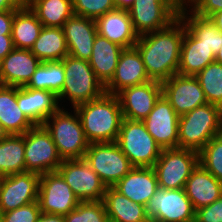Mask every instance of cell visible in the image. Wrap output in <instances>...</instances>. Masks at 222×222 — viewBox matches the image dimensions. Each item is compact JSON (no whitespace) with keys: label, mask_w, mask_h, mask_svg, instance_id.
Segmentation results:
<instances>
[{"label":"cell","mask_w":222,"mask_h":222,"mask_svg":"<svg viewBox=\"0 0 222 222\" xmlns=\"http://www.w3.org/2000/svg\"><path fill=\"white\" fill-rule=\"evenodd\" d=\"M0 123L9 135H22L34 124L17 103V87L0 84Z\"/></svg>","instance_id":"cell-26"},{"label":"cell","mask_w":222,"mask_h":222,"mask_svg":"<svg viewBox=\"0 0 222 222\" xmlns=\"http://www.w3.org/2000/svg\"><path fill=\"white\" fill-rule=\"evenodd\" d=\"M43 27H63L74 15L72 0H25Z\"/></svg>","instance_id":"cell-32"},{"label":"cell","mask_w":222,"mask_h":222,"mask_svg":"<svg viewBox=\"0 0 222 222\" xmlns=\"http://www.w3.org/2000/svg\"><path fill=\"white\" fill-rule=\"evenodd\" d=\"M182 5L179 0H135L127 11L140 36L169 26L179 17Z\"/></svg>","instance_id":"cell-9"},{"label":"cell","mask_w":222,"mask_h":222,"mask_svg":"<svg viewBox=\"0 0 222 222\" xmlns=\"http://www.w3.org/2000/svg\"><path fill=\"white\" fill-rule=\"evenodd\" d=\"M40 176L25 171L0 177V214L38 201Z\"/></svg>","instance_id":"cell-14"},{"label":"cell","mask_w":222,"mask_h":222,"mask_svg":"<svg viewBox=\"0 0 222 222\" xmlns=\"http://www.w3.org/2000/svg\"><path fill=\"white\" fill-rule=\"evenodd\" d=\"M74 15L96 20L116 9L113 0H72Z\"/></svg>","instance_id":"cell-38"},{"label":"cell","mask_w":222,"mask_h":222,"mask_svg":"<svg viewBox=\"0 0 222 222\" xmlns=\"http://www.w3.org/2000/svg\"><path fill=\"white\" fill-rule=\"evenodd\" d=\"M8 136H9L8 132L4 129V127L0 123V141L7 138Z\"/></svg>","instance_id":"cell-48"},{"label":"cell","mask_w":222,"mask_h":222,"mask_svg":"<svg viewBox=\"0 0 222 222\" xmlns=\"http://www.w3.org/2000/svg\"><path fill=\"white\" fill-rule=\"evenodd\" d=\"M182 4H185L188 0H179Z\"/></svg>","instance_id":"cell-50"},{"label":"cell","mask_w":222,"mask_h":222,"mask_svg":"<svg viewBox=\"0 0 222 222\" xmlns=\"http://www.w3.org/2000/svg\"><path fill=\"white\" fill-rule=\"evenodd\" d=\"M185 24L180 17L169 26L140 35L134 47L151 80L163 82L177 74Z\"/></svg>","instance_id":"cell-1"},{"label":"cell","mask_w":222,"mask_h":222,"mask_svg":"<svg viewBox=\"0 0 222 222\" xmlns=\"http://www.w3.org/2000/svg\"><path fill=\"white\" fill-rule=\"evenodd\" d=\"M41 209L39 202H31L14 210L0 214V222H36Z\"/></svg>","instance_id":"cell-39"},{"label":"cell","mask_w":222,"mask_h":222,"mask_svg":"<svg viewBox=\"0 0 222 222\" xmlns=\"http://www.w3.org/2000/svg\"><path fill=\"white\" fill-rule=\"evenodd\" d=\"M123 47L109 41L107 38L96 35L92 55L88 60L91 68L93 69L96 77L105 86L113 77L118 59Z\"/></svg>","instance_id":"cell-28"},{"label":"cell","mask_w":222,"mask_h":222,"mask_svg":"<svg viewBox=\"0 0 222 222\" xmlns=\"http://www.w3.org/2000/svg\"><path fill=\"white\" fill-rule=\"evenodd\" d=\"M116 143L134 167H153L163 150L147 132L143 121L126 118Z\"/></svg>","instance_id":"cell-6"},{"label":"cell","mask_w":222,"mask_h":222,"mask_svg":"<svg viewBox=\"0 0 222 222\" xmlns=\"http://www.w3.org/2000/svg\"><path fill=\"white\" fill-rule=\"evenodd\" d=\"M161 95V82L154 80L124 88L116 94L123 118L139 121H143L149 115Z\"/></svg>","instance_id":"cell-17"},{"label":"cell","mask_w":222,"mask_h":222,"mask_svg":"<svg viewBox=\"0 0 222 222\" xmlns=\"http://www.w3.org/2000/svg\"><path fill=\"white\" fill-rule=\"evenodd\" d=\"M26 171L37 174L56 172L62 163L50 132L44 125H34L25 132Z\"/></svg>","instance_id":"cell-10"},{"label":"cell","mask_w":222,"mask_h":222,"mask_svg":"<svg viewBox=\"0 0 222 222\" xmlns=\"http://www.w3.org/2000/svg\"><path fill=\"white\" fill-rule=\"evenodd\" d=\"M185 5L197 16L209 18L222 10V0H188Z\"/></svg>","instance_id":"cell-40"},{"label":"cell","mask_w":222,"mask_h":222,"mask_svg":"<svg viewBox=\"0 0 222 222\" xmlns=\"http://www.w3.org/2000/svg\"><path fill=\"white\" fill-rule=\"evenodd\" d=\"M215 61V54L198 40L185 26L177 74L196 76L208 64Z\"/></svg>","instance_id":"cell-25"},{"label":"cell","mask_w":222,"mask_h":222,"mask_svg":"<svg viewBox=\"0 0 222 222\" xmlns=\"http://www.w3.org/2000/svg\"><path fill=\"white\" fill-rule=\"evenodd\" d=\"M161 86L162 95L179 116L208 103L195 76L174 74L168 80L163 81Z\"/></svg>","instance_id":"cell-15"},{"label":"cell","mask_w":222,"mask_h":222,"mask_svg":"<svg viewBox=\"0 0 222 222\" xmlns=\"http://www.w3.org/2000/svg\"><path fill=\"white\" fill-rule=\"evenodd\" d=\"M209 19L222 32V10L212 14Z\"/></svg>","instance_id":"cell-47"},{"label":"cell","mask_w":222,"mask_h":222,"mask_svg":"<svg viewBox=\"0 0 222 222\" xmlns=\"http://www.w3.org/2000/svg\"><path fill=\"white\" fill-rule=\"evenodd\" d=\"M76 110L89 143L116 142L123 114L116 95L104 93L97 99L82 103Z\"/></svg>","instance_id":"cell-2"},{"label":"cell","mask_w":222,"mask_h":222,"mask_svg":"<svg viewBox=\"0 0 222 222\" xmlns=\"http://www.w3.org/2000/svg\"><path fill=\"white\" fill-rule=\"evenodd\" d=\"M199 164L196 151L183 148H165L153 166L158 187L183 189L193 170Z\"/></svg>","instance_id":"cell-7"},{"label":"cell","mask_w":222,"mask_h":222,"mask_svg":"<svg viewBox=\"0 0 222 222\" xmlns=\"http://www.w3.org/2000/svg\"><path fill=\"white\" fill-rule=\"evenodd\" d=\"M198 154L199 164L222 182V133L214 136Z\"/></svg>","instance_id":"cell-36"},{"label":"cell","mask_w":222,"mask_h":222,"mask_svg":"<svg viewBox=\"0 0 222 222\" xmlns=\"http://www.w3.org/2000/svg\"><path fill=\"white\" fill-rule=\"evenodd\" d=\"M38 202L41 213L67 215L80 200L75 196L63 177L56 172L40 176Z\"/></svg>","instance_id":"cell-13"},{"label":"cell","mask_w":222,"mask_h":222,"mask_svg":"<svg viewBox=\"0 0 222 222\" xmlns=\"http://www.w3.org/2000/svg\"><path fill=\"white\" fill-rule=\"evenodd\" d=\"M194 222H222V196L212 204L195 210Z\"/></svg>","instance_id":"cell-41"},{"label":"cell","mask_w":222,"mask_h":222,"mask_svg":"<svg viewBox=\"0 0 222 222\" xmlns=\"http://www.w3.org/2000/svg\"><path fill=\"white\" fill-rule=\"evenodd\" d=\"M14 49L11 35H0V62Z\"/></svg>","instance_id":"cell-43"},{"label":"cell","mask_w":222,"mask_h":222,"mask_svg":"<svg viewBox=\"0 0 222 222\" xmlns=\"http://www.w3.org/2000/svg\"><path fill=\"white\" fill-rule=\"evenodd\" d=\"M145 208L150 222H194L195 220V210L184 188H158Z\"/></svg>","instance_id":"cell-11"},{"label":"cell","mask_w":222,"mask_h":222,"mask_svg":"<svg viewBox=\"0 0 222 222\" xmlns=\"http://www.w3.org/2000/svg\"><path fill=\"white\" fill-rule=\"evenodd\" d=\"M65 79L62 61L41 62L25 87L51 91L58 96Z\"/></svg>","instance_id":"cell-34"},{"label":"cell","mask_w":222,"mask_h":222,"mask_svg":"<svg viewBox=\"0 0 222 222\" xmlns=\"http://www.w3.org/2000/svg\"><path fill=\"white\" fill-rule=\"evenodd\" d=\"M184 190L194 210H197L222 196V182L198 164L186 181Z\"/></svg>","instance_id":"cell-24"},{"label":"cell","mask_w":222,"mask_h":222,"mask_svg":"<svg viewBox=\"0 0 222 222\" xmlns=\"http://www.w3.org/2000/svg\"><path fill=\"white\" fill-rule=\"evenodd\" d=\"M179 118L180 116L171 104L161 95L143 122L147 132L162 149L176 148L178 147Z\"/></svg>","instance_id":"cell-16"},{"label":"cell","mask_w":222,"mask_h":222,"mask_svg":"<svg viewBox=\"0 0 222 222\" xmlns=\"http://www.w3.org/2000/svg\"><path fill=\"white\" fill-rule=\"evenodd\" d=\"M25 0H0V12L16 10Z\"/></svg>","instance_id":"cell-44"},{"label":"cell","mask_w":222,"mask_h":222,"mask_svg":"<svg viewBox=\"0 0 222 222\" xmlns=\"http://www.w3.org/2000/svg\"><path fill=\"white\" fill-rule=\"evenodd\" d=\"M30 50L41 62L63 60L68 56L63 29L61 27H43Z\"/></svg>","instance_id":"cell-30"},{"label":"cell","mask_w":222,"mask_h":222,"mask_svg":"<svg viewBox=\"0 0 222 222\" xmlns=\"http://www.w3.org/2000/svg\"><path fill=\"white\" fill-rule=\"evenodd\" d=\"M209 104L222 108V64L214 61L195 76Z\"/></svg>","instance_id":"cell-35"},{"label":"cell","mask_w":222,"mask_h":222,"mask_svg":"<svg viewBox=\"0 0 222 222\" xmlns=\"http://www.w3.org/2000/svg\"><path fill=\"white\" fill-rule=\"evenodd\" d=\"M40 63L31 50L14 48L0 62V84L25 86Z\"/></svg>","instance_id":"cell-20"},{"label":"cell","mask_w":222,"mask_h":222,"mask_svg":"<svg viewBox=\"0 0 222 222\" xmlns=\"http://www.w3.org/2000/svg\"><path fill=\"white\" fill-rule=\"evenodd\" d=\"M63 32L68 47V55L89 60L97 33L96 21L73 15L63 24Z\"/></svg>","instance_id":"cell-19"},{"label":"cell","mask_w":222,"mask_h":222,"mask_svg":"<svg viewBox=\"0 0 222 222\" xmlns=\"http://www.w3.org/2000/svg\"><path fill=\"white\" fill-rule=\"evenodd\" d=\"M151 81L141 55L135 47L124 49L112 79L105 85V92L116 95L122 89Z\"/></svg>","instance_id":"cell-18"},{"label":"cell","mask_w":222,"mask_h":222,"mask_svg":"<svg viewBox=\"0 0 222 222\" xmlns=\"http://www.w3.org/2000/svg\"><path fill=\"white\" fill-rule=\"evenodd\" d=\"M102 201L109 222H150L144 205L134 203L113 186L106 187Z\"/></svg>","instance_id":"cell-27"},{"label":"cell","mask_w":222,"mask_h":222,"mask_svg":"<svg viewBox=\"0 0 222 222\" xmlns=\"http://www.w3.org/2000/svg\"><path fill=\"white\" fill-rule=\"evenodd\" d=\"M36 222H65L63 215L41 213Z\"/></svg>","instance_id":"cell-45"},{"label":"cell","mask_w":222,"mask_h":222,"mask_svg":"<svg viewBox=\"0 0 222 222\" xmlns=\"http://www.w3.org/2000/svg\"><path fill=\"white\" fill-rule=\"evenodd\" d=\"M65 222H109L102 200L80 201L78 206L64 215Z\"/></svg>","instance_id":"cell-37"},{"label":"cell","mask_w":222,"mask_h":222,"mask_svg":"<svg viewBox=\"0 0 222 222\" xmlns=\"http://www.w3.org/2000/svg\"><path fill=\"white\" fill-rule=\"evenodd\" d=\"M17 103L34 125H43L61 107L58 97L51 91L25 86L17 87Z\"/></svg>","instance_id":"cell-21"},{"label":"cell","mask_w":222,"mask_h":222,"mask_svg":"<svg viewBox=\"0 0 222 222\" xmlns=\"http://www.w3.org/2000/svg\"><path fill=\"white\" fill-rule=\"evenodd\" d=\"M57 172L80 201L103 200L106 185L85 159L63 160Z\"/></svg>","instance_id":"cell-12"},{"label":"cell","mask_w":222,"mask_h":222,"mask_svg":"<svg viewBox=\"0 0 222 222\" xmlns=\"http://www.w3.org/2000/svg\"><path fill=\"white\" fill-rule=\"evenodd\" d=\"M43 28L36 14L24 2L16 9L12 23V41L14 48L31 49Z\"/></svg>","instance_id":"cell-29"},{"label":"cell","mask_w":222,"mask_h":222,"mask_svg":"<svg viewBox=\"0 0 222 222\" xmlns=\"http://www.w3.org/2000/svg\"><path fill=\"white\" fill-rule=\"evenodd\" d=\"M61 107L43 125L50 132L62 160L84 159L90 143L85 137L80 118L75 109L73 115L64 110L65 106Z\"/></svg>","instance_id":"cell-4"},{"label":"cell","mask_w":222,"mask_h":222,"mask_svg":"<svg viewBox=\"0 0 222 222\" xmlns=\"http://www.w3.org/2000/svg\"><path fill=\"white\" fill-rule=\"evenodd\" d=\"M222 133V108L206 103L179 118L178 147L200 152L216 135Z\"/></svg>","instance_id":"cell-3"},{"label":"cell","mask_w":222,"mask_h":222,"mask_svg":"<svg viewBox=\"0 0 222 222\" xmlns=\"http://www.w3.org/2000/svg\"><path fill=\"white\" fill-rule=\"evenodd\" d=\"M189 15V16H188ZM179 17L186 28L216 54L222 47V32L210 21L195 15L185 4L180 7Z\"/></svg>","instance_id":"cell-31"},{"label":"cell","mask_w":222,"mask_h":222,"mask_svg":"<svg viewBox=\"0 0 222 222\" xmlns=\"http://www.w3.org/2000/svg\"><path fill=\"white\" fill-rule=\"evenodd\" d=\"M16 10H8L0 12V35L12 34V23Z\"/></svg>","instance_id":"cell-42"},{"label":"cell","mask_w":222,"mask_h":222,"mask_svg":"<svg viewBox=\"0 0 222 222\" xmlns=\"http://www.w3.org/2000/svg\"><path fill=\"white\" fill-rule=\"evenodd\" d=\"M215 61L222 64V47L220 50L215 54Z\"/></svg>","instance_id":"cell-49"},{"label":"cell","mask_w":222,"mask_h":222,"mask_svg":"<svg viewBox=\"0 0 222 222\" xmlns=\"http://www.w3.org/2000/svg\"><path fill=\"white\" fill-rule=\"evenodd\" d=\"M95 21L97 33L100 36L124 49L134 47L138 41L139 35L134 30L127 10L114 9L98 17Z\"/></svg>","instance_id":"cell-22"},{"label":"cell","mask_w":222,"mask_h":222,"mask_svg":"<svg viewBox=\"0 0 222 222\" xmlns=\"http://www.w3.org/2000/svg\"><path fill=\"white\" fill-rule=\"evenodd\" d=\"M113 187L134 203L144 206L159 188L153 167H133Z\"/></svg>","instance_id":"cell-23"},{"label":"cell","mask_w":222,"mask_h":222,"mask_svg":"<svg viewBox=\"0 0 222 222\" xmlns=\"http://www.w3.org/2000/svg\"><path fill=\"white\" fill-rule=\"evenodd\" d=\"M84 159L106 187L114 186L134 167L116 142L90 143Z\"/></svg>","instance_id":"cell-8"},{"label":"cell","mask_w":222,"mask_h":222,"mask_svg":"<svg viewBox=\"0 0 222 222\" xmlns=\"http://www.w3.org/2000/svg\"><path fill=\"white\" fill-rule=\"evenodd\" d=\"M61 61L64 64L66 79L61 93L57 96L59 103L67 98L74 108L97 99L105 93V86L96 77L87 60L68 55Z\"/></svg>","instance_id":"cell-5"},{"label":"cell","mask_w":222,"mask_h":222,"mask_svg":"<svg viewBox=\"0 0 222 222\" xmlns=\"http://www.w3.org/2000/svg\"><path fill=\"white\" fill-rule=\"evenodd\" d=\"M25 133L9 135L0 141V177L26 171Z\"/></svg>","instance_id":"cell-33"},{"label":"cell","mask_w":222,"mask_h":222,"mask_svg":"<svg viewBox=\"0 0 222 222\" xmlns=\"http://www.w3.org/2000/svg\"><path fill=\"white\" fill-rule=\"evenodd\" d=\"M135 0H113L116 9L128 10Z\"/></svg>","instance_id":"cell-46"}]
</instances>
